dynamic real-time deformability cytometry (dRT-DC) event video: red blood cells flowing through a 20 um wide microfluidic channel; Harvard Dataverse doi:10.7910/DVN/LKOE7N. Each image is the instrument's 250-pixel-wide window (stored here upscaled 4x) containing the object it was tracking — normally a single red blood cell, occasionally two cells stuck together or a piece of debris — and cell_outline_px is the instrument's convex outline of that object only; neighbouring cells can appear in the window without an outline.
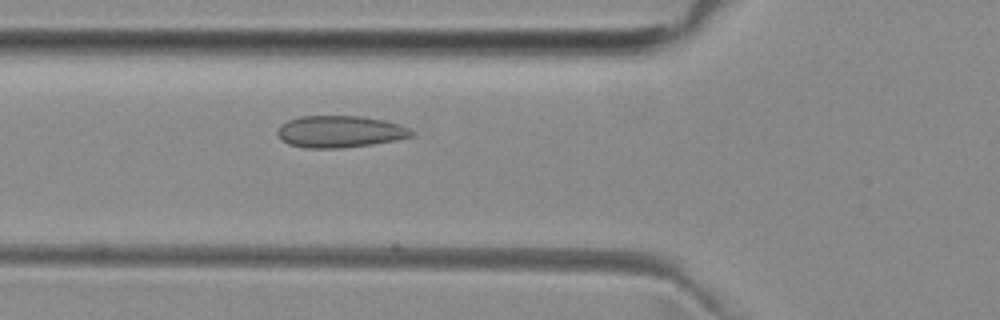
{"species": "common noctule bat (a hibernating species)", "species_latin": "Nyctalus noctula", "temperature_condition": "room temperature", "stored_images_in_passage": 5, "camera_frame_rate_fps": 3000, "um_per_image_px": 0.085, "animal": {"sex": "female", "body_mass_g": 29.2, "forearm_length_mm": 56.3}, "frame": {"image": 1, "passage_image": 5, "time_ms": 11.0, "image_size_px": [1000, 320], "cell_outline_px": [[412, 136], [396, 140], [372, 144], [340, 148], [304, 148], [288, 144], [280, 140], [276, 132], [280, 124], [288, 120], [300, 116], [360, 116], [384, 120], [400, 124], [408, 128], [412, 132]], "centroid_in_image_um": [28.83, 11.19], "position_along_channel_um": 97.0, "area_um2": 24.97}}